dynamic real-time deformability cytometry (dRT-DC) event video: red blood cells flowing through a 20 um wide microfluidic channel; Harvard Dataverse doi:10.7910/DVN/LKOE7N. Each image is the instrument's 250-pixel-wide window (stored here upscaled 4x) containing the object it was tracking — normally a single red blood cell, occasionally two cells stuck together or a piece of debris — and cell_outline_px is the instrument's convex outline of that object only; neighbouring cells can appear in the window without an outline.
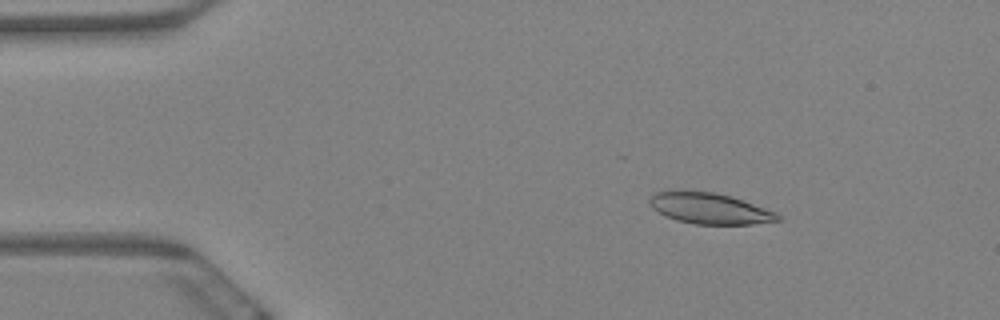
{"species": "Egyptian fruit bat (a non-hibernating species)", "species_latin": "Rousettus aegyptiacus", "temperature_condition": "warm", "stored_images_in_passage": 6, "camera_frame_rate_fps": 3000, "um_per_image_px": 0.085, "animal": {"sex": "female"}, "frame": {"image": 1, "passage_image": 3, "time_ms": 0.667, "image_size_px": [1000, 320], "cell_outline_px": [[784, 220], [752, 224], [696, 224], [676, 220], [664, 216], [652, 208], [648, 204], [648, 200], [656, 192], [712, 192], [732, 196], [776, 212]], "centroid_in_image_um": [60.35, 17.74], "position_along_channel_um": 24.7, "area_um2": 22.89}}
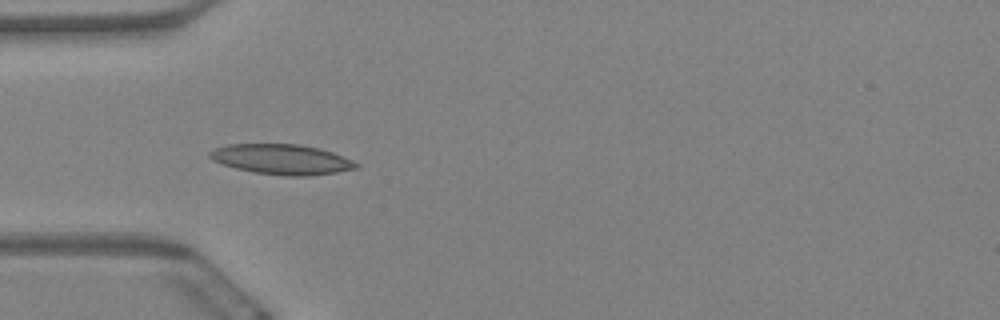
{"frame": {"image": 2, "passage_image": 6, "time_ms": 1.667, "image_size_px": [1000, 320], "cell_outline_px": [[360, 168], [312, 176], [284, 176], [256, 172], [236, 168], [212, 160], [208, 156], [208, 152], [212, 148], [228, 144], [300, 144], [332, 152], [344, 156], [360, 164]], "centroid_in_image_um": [23.96, 13.54], "position_along_channel_um": 61.0, "area_um2": 25.84}}